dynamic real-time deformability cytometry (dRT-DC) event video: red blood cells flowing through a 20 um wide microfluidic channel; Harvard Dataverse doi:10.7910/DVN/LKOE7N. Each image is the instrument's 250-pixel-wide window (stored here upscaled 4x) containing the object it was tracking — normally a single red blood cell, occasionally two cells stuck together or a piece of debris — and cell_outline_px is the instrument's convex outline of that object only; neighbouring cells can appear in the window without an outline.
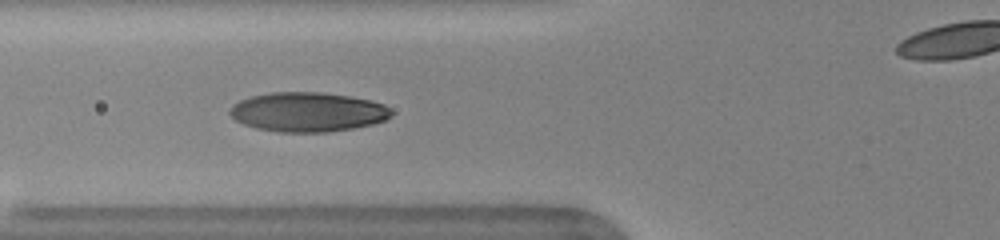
{"species": "human", "species_latin": "Homo sapiens", "temperature_condition": "warm", "stored_images_in_passage": 33, "camera_frame_rate_fps": 3000, "um_per_image_px": 0.085, "donor": {"sex": "female"}, "frame": {"image": 1, "passage_image": 6, "time_ms": 1.667, "image_size_px": [1000, 240], "cell_outline_px": [[392, 116], [384, 120], [372, 124], [352, 128], [328, 132], [280, 132], [256, 128], [244, 124], [236, 120], [228, 112], [232, 104], [240, 100], [252, 96], [272, 92], [320, 92], [348, 96], [372, 100], [384, 104], [392, 112]], "centroid_in_image_um": [26.15, 9.52], "position_along_channel_um": 99.7, "area_um2": 37.05}}